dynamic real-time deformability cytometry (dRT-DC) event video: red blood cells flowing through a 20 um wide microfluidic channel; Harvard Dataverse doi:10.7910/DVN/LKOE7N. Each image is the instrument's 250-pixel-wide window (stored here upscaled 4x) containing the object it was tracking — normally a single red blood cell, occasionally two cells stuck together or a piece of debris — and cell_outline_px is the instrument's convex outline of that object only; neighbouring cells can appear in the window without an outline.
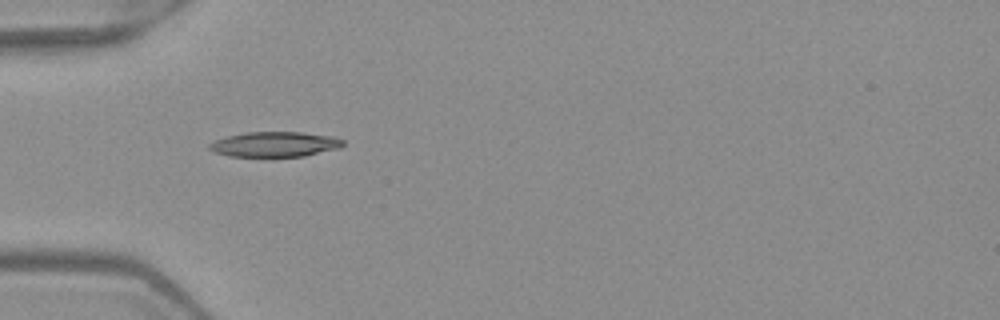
{"species": "Egyptian fruit bat (a non-hibernating species)", "species_latin": "Rousettus aegyptiacus", "temperature_condition": "warm", "stored_images_in_passage": 6, "camera_frame_rate_fps": 3000, "um_per_image_px": 0.085, "frame": {"image": 1, "passage_image": 5, "time_ms": 1.333, "image_size_px": [1000, 320], "cell_outline_px": [[344, 144], [340, 148], [304, 156], [272, 160], [228, 156], [216, 152], [208, 148], [208, 144], [216, 140], [228, 136], [244, 132], [300, 132], [332, 136], [344, 140]], "centroid_in_image_um": [23.34, 12.32], "position_along_channel_um": 61.7, "area_um2": 20.52}}
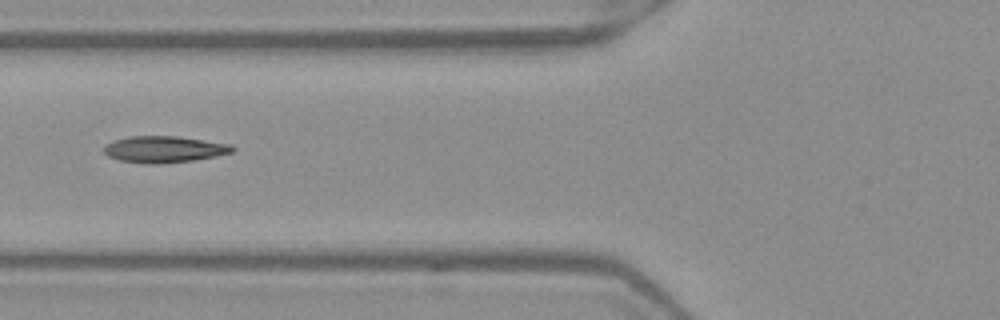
{"frame": {"image": 2, "passage_image": 6, "time_ms": 1.667, "image_size_px": [1000, 320], "cell_outline_px": [[236, 148], [232, 152], [216, 156], [192, 160], [156, 164], [148, 164], [120, 160], [108, 156], [104, 152], [104, 144], [128, 136], [176, 136], [232, 144]], "centroid_in_image_um": [13.96, 12.68], "position_along_channel_um": 111.8, "area_um2": 19.77}}